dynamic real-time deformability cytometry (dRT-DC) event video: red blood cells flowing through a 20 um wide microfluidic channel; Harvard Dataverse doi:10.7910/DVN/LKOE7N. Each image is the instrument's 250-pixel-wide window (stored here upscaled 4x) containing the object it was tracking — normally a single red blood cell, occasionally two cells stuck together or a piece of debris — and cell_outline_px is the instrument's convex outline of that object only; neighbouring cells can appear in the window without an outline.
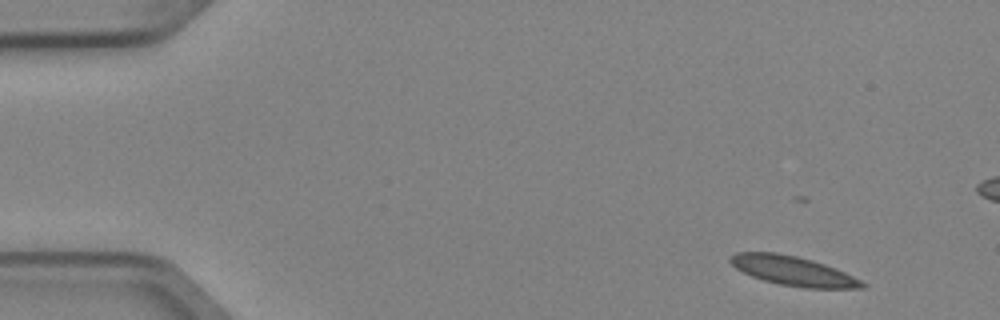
{"species": "Egyptian fruit bat (a non-hibernating species)", "species_latin": "Rousettus aegyptiacus", "temperature_condition": "cold", "stored_images_in_passage": 6, "camera_frame_rate_fps": 3000, "um_per_image_px": 0.085, "animal": {"sex": "female"}, "frame": {"image": 1, "passage_image": 6, "time_ms": 1.667, "image_size_px": [1000, 320], "cell_outline_px": [[868, 284], [864, 288], [804, 288], [780, 284], [764, 280], [752, 276], [736, 268], [728, 260], [736, 252], [776, 252], [796, 256], [812, 260], [836, 268]], "centroid_in_image_um": [67.42, 23.02], "position_along_channel_um": 17.6, "area_um2": 22.37}}